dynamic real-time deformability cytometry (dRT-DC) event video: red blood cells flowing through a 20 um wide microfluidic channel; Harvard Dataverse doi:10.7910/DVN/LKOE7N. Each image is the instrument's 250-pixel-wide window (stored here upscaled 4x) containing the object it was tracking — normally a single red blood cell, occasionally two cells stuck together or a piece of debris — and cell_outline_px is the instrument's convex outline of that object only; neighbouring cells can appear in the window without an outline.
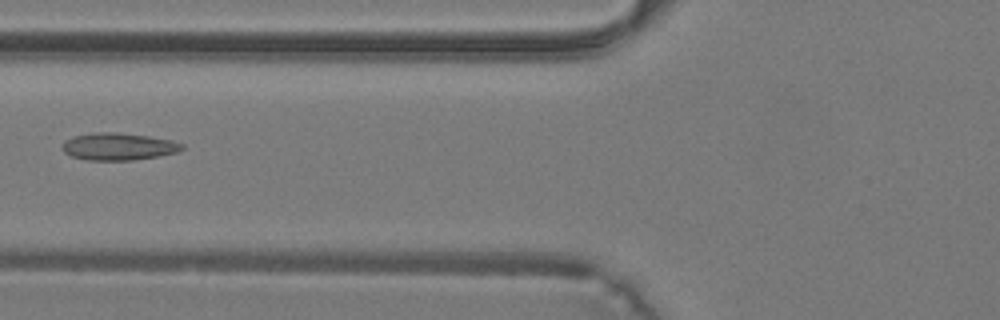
{"species": "common noctule bat (a hibernating species)", "species_latin": "Nyctalus noctula", "temperature_condition": "warm", "stored_images_in_passage": 30, "camera_frame_rate_fps": 3000, "um_per_image_px": 0.085, "animal": {"sex": "male", "body_mass_g": 19.2, "forearm_length_mm": 51.8}, "frame": {"image": 1, "passage_image": 6, "time_ms": 1.667, "image_size_px": [1000, 320], "cell_outline_px": [[184, 148], [176, 152], [160, 156], [132, 160], [88, 160], [72, 156], [64, 152], [64, 140], [72, 136], [96, 132], [116, 132], [148, 136], [172, 140], [184, 144]], "centroid_in_image_um": [10.09, 12.45], "position_along_channel_um": 115.7, "area_um2": 18.96}}
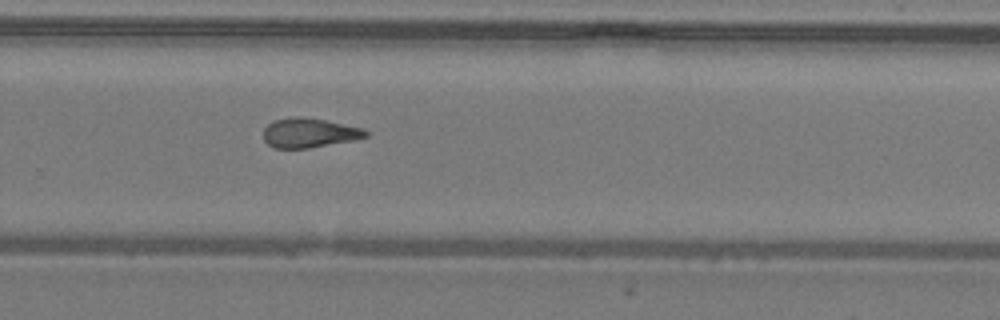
{"frame": {"image": 2, "passage_image": 17, "time_ms": 5.333, "image_size_px": [1000, 320], "cell_outline_px": [[368, 136], [356, 140], [308, 148], [276, 148], [268, 144], [264, 140], [264, 128], [272, 120], [292, 116], [304, 116], [364, 128], [368, 132]], "centroid_in_image_um": [26.29, 11.28], "position_along_channel_um": 303.5, "area_um2": 17.74}}
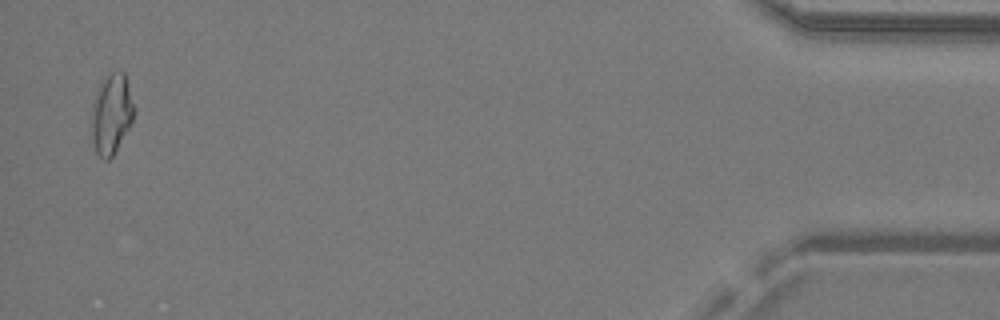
{"frame": {"image": 3, "passage_image": 29, "time_ms": 9.333, "image_size_px": [1000, 320], "cell_outline_px": [[132, 120], [128, 128], [112, 156], [108, 160], [104, 160], [96, 152], [92, 140], [92, 104], [100, 84], [104, 76], [112, 72], [124, 72], [132, 104]], "centroid_in_image_um": [9.43, 9.7], "position_along_channel_um": 425.8, "area_um2": 19.07}}